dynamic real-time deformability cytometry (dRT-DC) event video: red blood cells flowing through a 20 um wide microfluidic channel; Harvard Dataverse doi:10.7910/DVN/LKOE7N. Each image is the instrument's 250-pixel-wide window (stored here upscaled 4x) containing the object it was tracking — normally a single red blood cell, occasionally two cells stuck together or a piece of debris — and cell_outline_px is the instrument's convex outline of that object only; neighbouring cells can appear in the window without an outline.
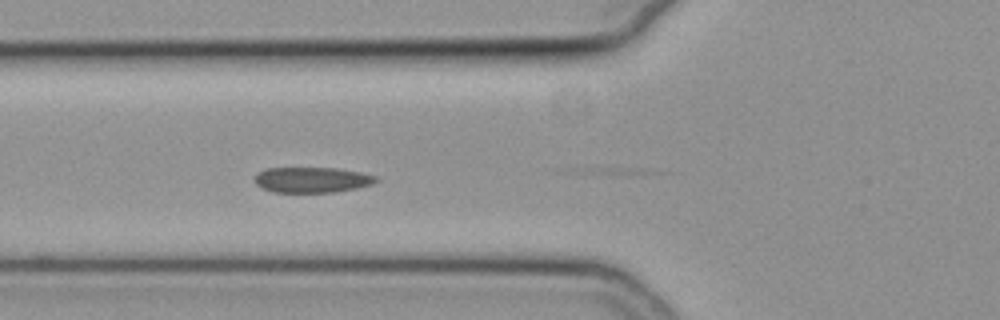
{"species": "common noctule bat (a hibernating species)", "species_latin": "Nyctalus noctula", "temperature_condition": "cold", "stored_images_in_passage": 9, "camera_frame_rate_fps": 3000, "um_per_image_px": 0.085, "animal": {"sex": "female", "body_mass_g": 19.3, "forearm_length_mm": 54.1}, "frame": {"image": 1, "passage_image": 2, "time_ms": 0.333, "image_size_px": [1000, 320], "cell_outline_px": [[380, 180], [372, 184], [356, 188], [332, 192], [272, 192], [256, 184], [252, 176], [256, 172], [264, 168], [340, 168], [360, 172], [376, 176]], "centroid_in_image_um": [26.48, 15.27], "position_along_channel_um": 99.3, "area_um2": 18.21}}
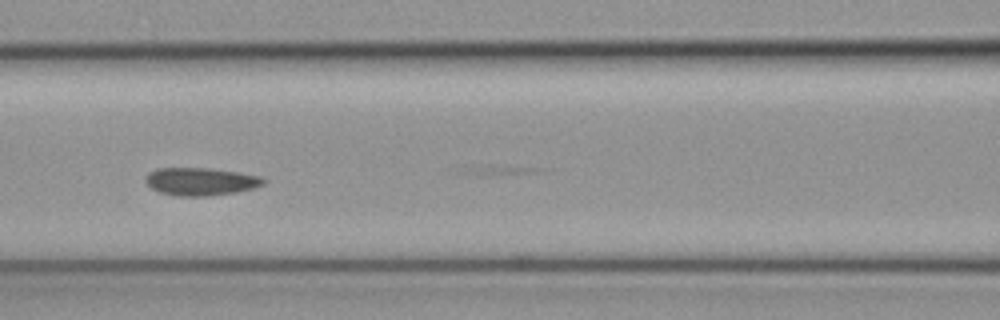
{"frame": {"image": 2, "passage_image": 6, "time_ms": 1.667, "image_size_px": [1000, 320], "cell_outline_px": [[268, 180], [264, 184], [252, 188], [236, 192], [208, 196], [176, 196], [160, 192], [152, 188], [144, 180], [144, 176], [148, 172], [156, 168], [212, 168], [260, 176]], "centroid_in_image_um": [17.04, 15.42], "position_along_channel_um": 149.6, "area_um2": 19.19}}